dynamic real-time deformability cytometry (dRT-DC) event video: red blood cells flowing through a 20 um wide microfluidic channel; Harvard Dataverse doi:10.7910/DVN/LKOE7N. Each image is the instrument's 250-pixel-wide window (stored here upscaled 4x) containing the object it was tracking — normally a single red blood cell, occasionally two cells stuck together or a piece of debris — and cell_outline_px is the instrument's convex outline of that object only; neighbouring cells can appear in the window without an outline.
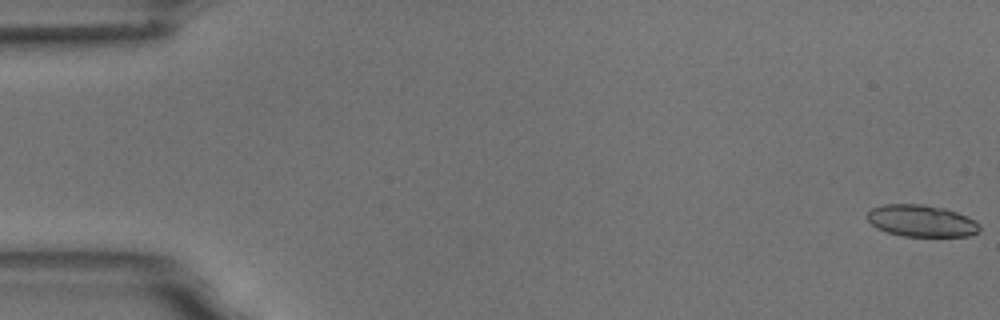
{"species": "common noctule bat (a hibernating species)", "species_latin": "Nyctalus noctula", "temperature_condition": "room temperature", "stored_images_in_passage": 13, "camera_frame_rate_fps": 3000, "um_per_image_px": 0.085, "animal": {"sex": "male", "body_mass_g": 18.8}, "frame": {"image": 1, "passage_image": 1, "time_ms": 0.0, "image_size_px": [1000, 320], "cell_outline_px": [[980, 232], [968, 236], [904, 236], [888, 232], [876, 228], [868, 220], [868, 212], [872, 208], [884, 204], [924, 204], [944, 208], [968, 216], [980, 224]], "centroid_in_image_um": [78.35, 18.77], "position_along_channel_um": 6.7, "area_um2": 20.87}}